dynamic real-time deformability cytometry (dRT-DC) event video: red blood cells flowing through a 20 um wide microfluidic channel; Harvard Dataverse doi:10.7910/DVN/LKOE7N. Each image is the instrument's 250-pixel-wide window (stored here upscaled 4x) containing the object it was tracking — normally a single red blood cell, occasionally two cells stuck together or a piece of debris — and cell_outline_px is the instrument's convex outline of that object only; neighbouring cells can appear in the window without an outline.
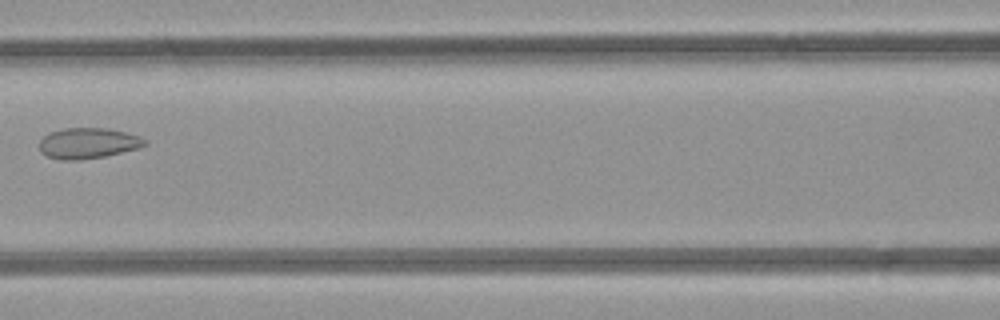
{"species": "common noctule bat (a hibernating species)", "species_latin": "Nyctalus noctula", "temperature_condition": "room temperature", "stored_images_in_passage": 4, "camera_frame_rate_fps": 3000, "um_per_image_px": 0.085, "animal": {"sex": "female", "body_mass_g": 21.9}, "frame": {"image": 1, "passage_image": 4, "time_ms": 3.667, "image_size_px": [1000, 320], "cell_outline_px": [[148, 144], [140, 148], [104, 156], [76, 160], [60, 160], [48, 156], [40, 152], [40, 140], [44, 136], [52, 132], [64, 128], [108, 128], [140, 136], [148, 140]], "centroid_in_image_um": [7.52, 12.17], "position_along_channel_um": 159.1, "area_um2": 18.84}}